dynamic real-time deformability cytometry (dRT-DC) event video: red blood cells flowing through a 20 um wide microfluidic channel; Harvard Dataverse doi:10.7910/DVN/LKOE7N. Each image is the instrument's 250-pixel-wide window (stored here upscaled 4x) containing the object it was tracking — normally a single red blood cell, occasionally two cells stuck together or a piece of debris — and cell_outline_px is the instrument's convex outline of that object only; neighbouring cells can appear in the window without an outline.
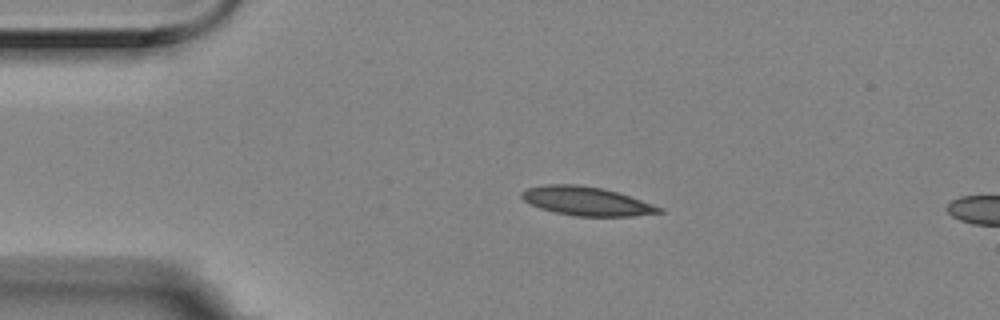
{"species": "Egyptian fruit bat (a non-hibernating species)", "species_latin": "Rousettus aegyptiacus", "temperature_condition": "room temperature", "stored_images_in_passage": 3, "segment_of_instrument_passage": [1, 2], "camera_frame_rate_fps": 3000, "um_per_image_px": 0.085, "animal": {"sex": "female"}, "frame": {"image": 1, "passage_image": 1, "time_ms": 0.0, "image_size_px": [1000, 320], "cell_outline_px": [[664, 212], [632, 216], [576, 216], [556, 212], [540, 208], [524, 200], [520, 196], [520, 192], [528, 188], [548, 184], [576, 184], [604, 188], [664, 208]], "centroid_in_image_um": [49.85, 17.09], "position_along_channel_um": 35.2, "area_um2": 22.83}}